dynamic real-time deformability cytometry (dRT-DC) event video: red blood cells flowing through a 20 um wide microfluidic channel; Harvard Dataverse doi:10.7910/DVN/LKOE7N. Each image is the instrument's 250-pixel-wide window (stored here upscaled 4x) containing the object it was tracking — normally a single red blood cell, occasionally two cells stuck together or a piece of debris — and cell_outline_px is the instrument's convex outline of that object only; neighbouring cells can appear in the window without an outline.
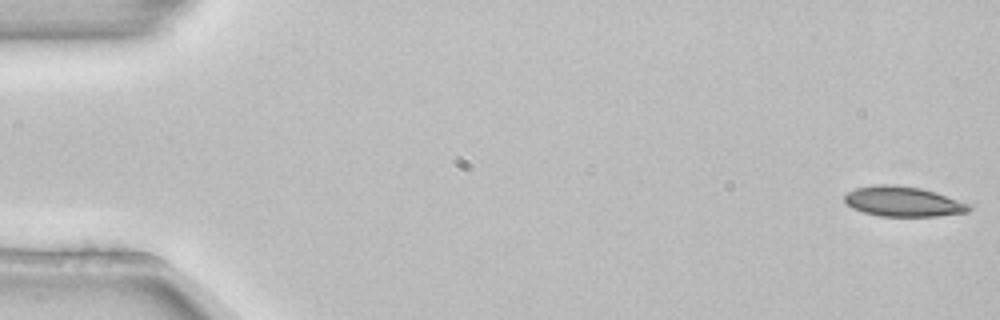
{"species": "common noctule bat (a hibernating species)", "species_latin": "Nyctalus noctula", "temperature_condition": "room temperature", "stored_images_in_passage": 3, "camera_frame_rate_fps": 3000, "um_per_image_px": 0.085, "animal": {"sex": "female", "body_mass_g": 22.7, "forearm_length_mm": 54.2}, "frame": {"image": 1, "passage_image": 1, "time_ms": 0.0, "image_size_px": [1000, 320], "cell_outline_px": [[972, 208], [968, 212], [936, 216], [880, 216], [864, 212], [852, 208], [844, 200], [844, 196], [848, 192], [856, 188], [876, 184], [892, 184], [920, 188], [936, 192], [972, 204]], "centroid_in_image_um": [76.8, 17.12], "position_along_channel_um": 8.2, "area_um2": 21.85}}